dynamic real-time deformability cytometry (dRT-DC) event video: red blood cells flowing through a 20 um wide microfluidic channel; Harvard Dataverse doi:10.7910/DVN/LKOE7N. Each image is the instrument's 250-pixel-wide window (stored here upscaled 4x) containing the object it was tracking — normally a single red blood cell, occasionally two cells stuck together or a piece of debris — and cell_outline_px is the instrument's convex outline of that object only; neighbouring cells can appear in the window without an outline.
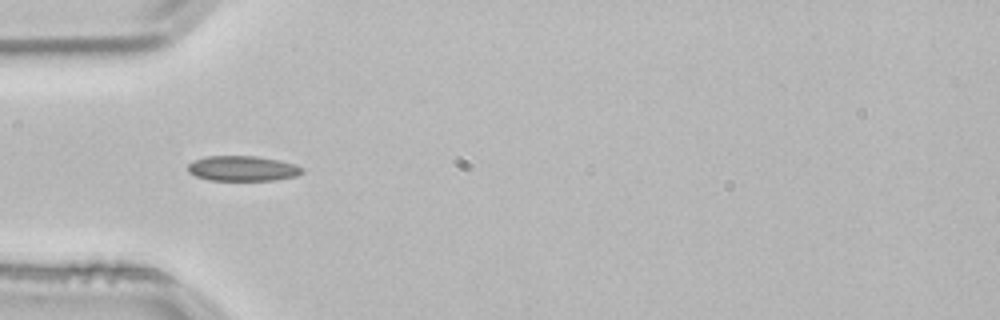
{"species": "common noctule bat (a hibernating species)", "species_latin": "Nyctalus noctula", "temperature_condition": "room temperature", "stored_images_in_passage": 4, "camera_frame_rate_fps": 3000, "um_per_image_px": 0.085, "animal": {"sex": "male", "body_mass_g": 21.5, "forearm_length_mm": 52.0}, "frame": {"image": 1, "passage_image": 4, "time_ms": 1.0, "image_size_px": [1000, 320], "cell_outline_px": [[304, 172], [296, 176], [272, 180], [208, 180], [196, 176], [188, 172], [188, 164], [196, 160], [208, 156], [256, 156], [280, 160], [296, 164], [304, 168]], "centroid_in_image_um": [20.66, 14.32], "position_along_channel_um": 64.3, "area_um2": 16.76}}